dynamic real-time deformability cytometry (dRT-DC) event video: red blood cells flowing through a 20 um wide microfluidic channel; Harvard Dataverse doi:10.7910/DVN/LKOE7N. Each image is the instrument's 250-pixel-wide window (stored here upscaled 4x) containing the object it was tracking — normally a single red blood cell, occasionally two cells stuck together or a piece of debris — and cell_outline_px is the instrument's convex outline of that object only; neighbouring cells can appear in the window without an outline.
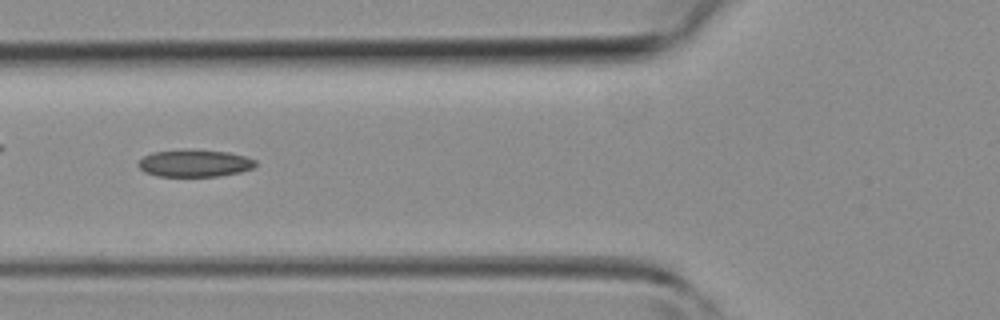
{"species": "common noctule bat (a hibernating species)", "species_latin": "Nyctalus noctula", "temperature_condition": "room temperature", "stored_images_in_passage": 40, "camera_frame_rate_fps": 3000, "um_per_image_px": 0.085, "animal": {"sex": "female", "body_mass_g": 19.3, "forearm_length_mm": 54.1}, "frame": {"image": 1, "passage_image": 12, "time_ms": 3.667, "image_size_px": [1000, 320], "cell_outline_px": [[256, 164], [252, 168], [240, 172], [220, 176], [156, 176], [144, 172], [136, 164], [144, 156], [152, 152], [184, 148], [228, 152], [244, 156], [256, 160]], "centroid_in_image_um": [16.5, 13.86], "position_along_channel_um": 109.3, "area_um2": 18.84}}